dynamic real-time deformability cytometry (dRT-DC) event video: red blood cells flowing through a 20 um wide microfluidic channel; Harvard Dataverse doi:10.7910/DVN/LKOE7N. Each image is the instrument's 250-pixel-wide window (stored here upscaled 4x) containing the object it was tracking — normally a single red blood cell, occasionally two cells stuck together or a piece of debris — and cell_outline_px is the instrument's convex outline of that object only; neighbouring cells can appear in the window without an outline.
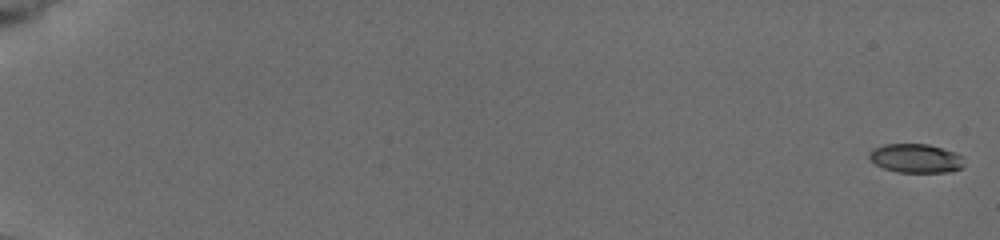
{"species": "common noctule bat (a hibernating species)", "species_latin": "Nyctalus noctula", "temperature_condition": "cold", "stored_images_in_passage": 8, "camera_frame_rate_fps": 3000, "um_per_image_px": 0.085, "animal": {"sex": "female", "body_mass_g": 19.5, "forearm_length_mm": 54.1}, "frame": {"image": 1, "passage_image": 1, "time_ms": 0.0, "image_size_px": [1000, 240], "cell_outline_px": [[964, 164], [960, 168], [952, 172], [896, 172], [884, 168], [876, 164], [868, 156], [868, 152], [872, 148], [884, 144], [928, 144], [964, 156]], "centroid_in_image_um": [77.83, 13.46], "position_along_channel_um": 7.2, "area_um2": 16.01}}
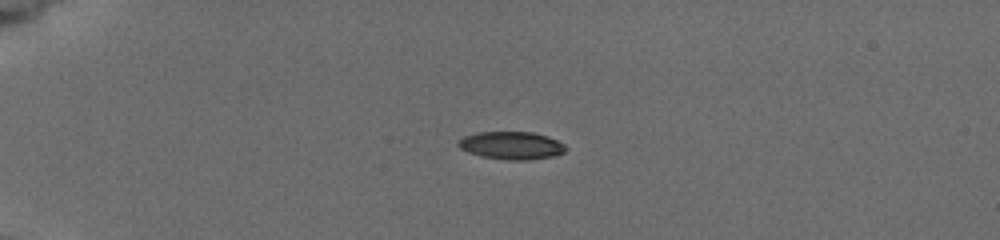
{"frame": {"image": 2, "passage_image": 7, "time_ms": 5.0, "image_size_px": [1000, 240], "cell_outline_px": [[568, 148], [564, 152], [556, 156], [524, 160], [508, 160], [480, 156], [468, 152], [460, 148], [456, 144], [464, 136], [476, 132], [532, 132], [548, 136], [564, 144]], "centroid_in_image_um": [43.48, 12.36], "position_along_channel_um": 41.5, "area_um2": 17.46}}